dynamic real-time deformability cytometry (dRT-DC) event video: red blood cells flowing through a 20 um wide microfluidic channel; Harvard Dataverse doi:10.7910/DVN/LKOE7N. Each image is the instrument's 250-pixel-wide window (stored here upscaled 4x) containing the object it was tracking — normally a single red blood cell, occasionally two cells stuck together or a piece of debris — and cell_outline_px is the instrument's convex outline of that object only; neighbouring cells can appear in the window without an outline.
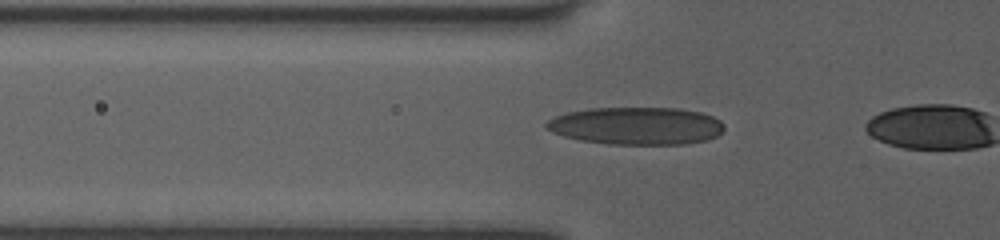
{"species": "human", "species_latin": "Homo sapiens", "temperature_condition": "room temperature", "stored_images_in_passage": 10, "camera_frame_rate_fps": 3000, "um_per_image_px": 0.085, "donor": {"sex": "female"}, "frame": {"image": 1, "passage_image": 9, "time_ms": 2.0, "image_size_px": [1000, 240], "cell_outline_px": [[724, 128], [716, 136], [708, 140], [684, 144], [608, 144], [580, 140], [564, 136], [552, 132], [544, 124], [548, 120], [556, 116], [568, 112], [588, 108], [680, 108], [700, 112], [712, 116], [720, 120], [724, 124]], "centroid_in_image_um": [54.1, 10.69], "position_along_channel_um": 71.7, "area_um2": 38.96}}